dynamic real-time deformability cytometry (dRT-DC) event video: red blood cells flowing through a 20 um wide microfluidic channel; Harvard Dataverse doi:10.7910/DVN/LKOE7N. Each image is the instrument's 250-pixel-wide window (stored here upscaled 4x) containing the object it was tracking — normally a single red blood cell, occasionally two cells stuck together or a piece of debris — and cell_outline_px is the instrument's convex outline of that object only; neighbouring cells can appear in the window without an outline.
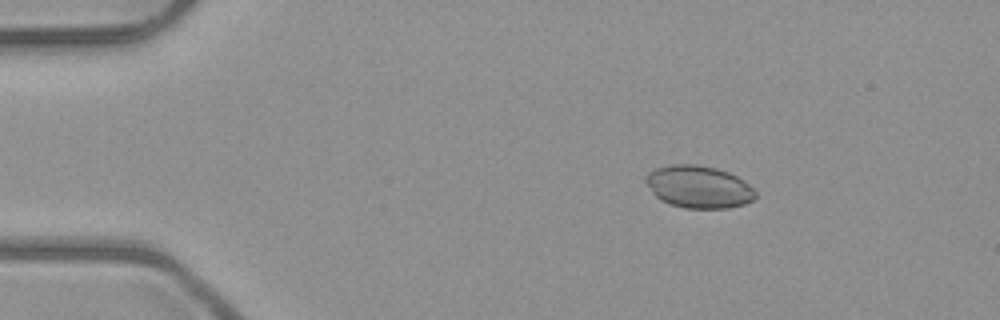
{"species": "common noctule bat (a hibernating species)", "species_latin": "Nyctalus noctula", "temperature_condition": "room temperature", "stored_images_in_passage": 5, "camera_frame_rate_fps": 3000, "um_per_image_px": 0.085, "animal": {"sex": "male", "body_mass_g": 23.1, "forearm_length_mm": 52.7}, "frame": {"image": 1, "passage_image": 3, "time_ms": 2.0, "image_size_px": [1000, 320], "cell_outline_px": [[756, 196], [752, 200], [744, 204], [728, 208], [684, 208], [668, 204], [660, 200], [652, 192], [644, 180], [644, 176], [648, 172], [656, 168], [672, 164], [696, 164], [716, 168], [728, 172], [736, 176], [748, 184], [756, 192]], "centroid_in_image_um": [59.35, 15.88], "position_along_channel_um": 25.7, "area_um2": 27.17}}